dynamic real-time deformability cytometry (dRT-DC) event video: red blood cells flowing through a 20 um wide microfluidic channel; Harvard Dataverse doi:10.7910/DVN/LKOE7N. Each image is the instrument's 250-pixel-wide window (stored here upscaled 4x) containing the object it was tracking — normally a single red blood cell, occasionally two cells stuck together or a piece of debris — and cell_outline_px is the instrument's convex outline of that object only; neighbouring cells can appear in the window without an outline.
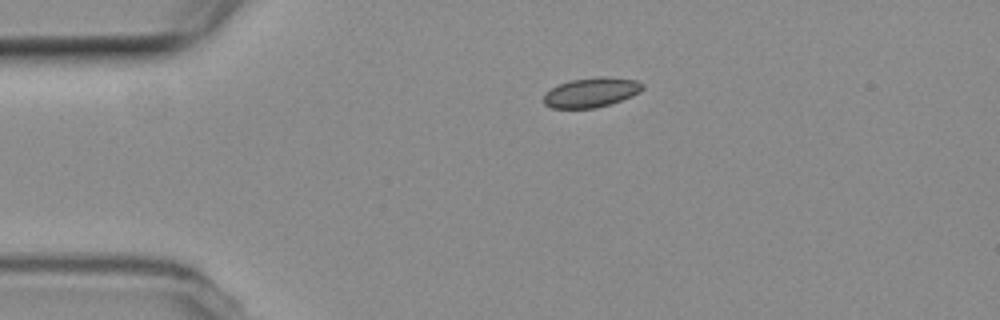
{"species": "common noctule bat (a hibernating species)", "species_latin": "Nyctalus noctula", "temperature_condition": "room temperature", "stored_images_in_passage": 44, "camera_frame_rate_fps": 3000, "um_per_image_px": 0.085, "animal": {"sex": "female", "body_mass_g": 19.3, "forearm_length_mm": 54.1}, "frame": {"image": 1, "passage_image": 1, "time_ms": 0.0, "image_size_px": [1000, 320], "cell_outline_px": [[644, 88], [640, 92], [632, 96], [596, 108], [552, 108], [544, 104], [544, 92], [568, 80], [600, 76], [608, 76], [636, 80], [644, 84]], "centroid_in_image_um": [50.26, 7.84], "position_along_channel_um": 34.7, "area_um2": 17.17}}
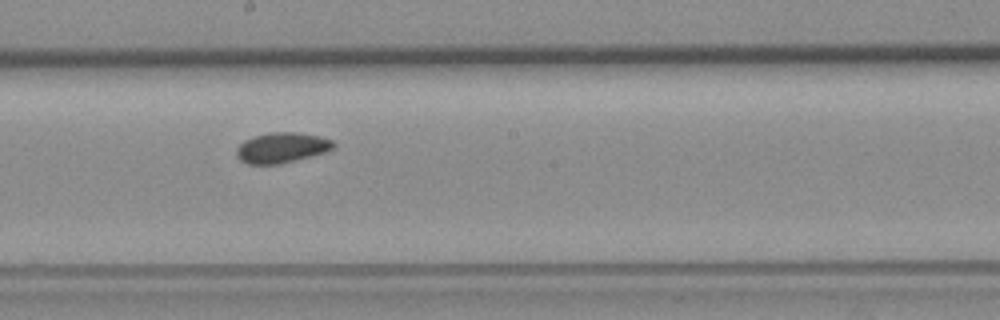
{"frame": {"image": 2, "passage_image": 19, "time_ms": 6.0, "image_size_px": [1000, 320], "cell_outline_px": [[336, 144], [332, 148], [324, 152], [312, 156], [280, 164], [248, 164], [240, 160], [236, 156], [236, 148], [244, 140], [268, 132], [296, 132], [320, 136], [332, 140]], "centroid_in_image_um": [23.93, 12.55], "position_along_channel_um": 224.3, "area_um2": 17.17}}
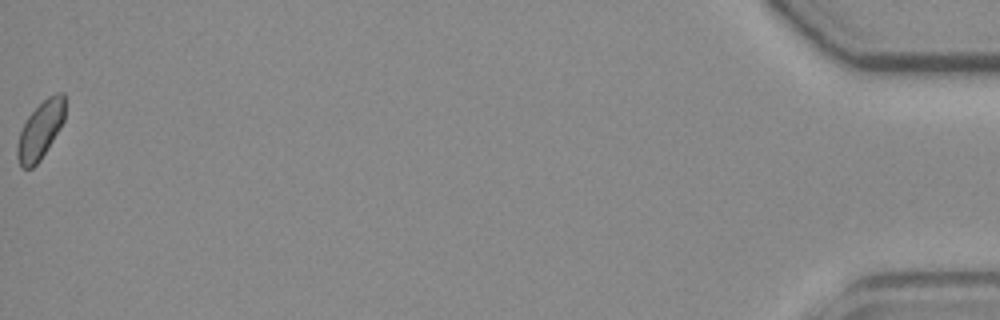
{"frame": {"image": 3, "passage_image": 44, "time_ms": 14.333, "image_size_px": [1000, 320], "cell_outline_px": [[64, 120], [60, 128], [40, 160], [32, 168], [20, 168], [16, 156], [16, 144], [20, 132], [28, 116], [48, 96], [56, 92], [64, 92]], "centroid_in_image_um": [3.41, 11.08], "position_along_channel_um": 431.8, "area_um2": 15.9}, "authors_computed_cell_mechanics": {"area_um2": 16.6464, "velocity_mm_per_s": 3.785, "shape_relaxation_time_tau1_ms": null, "shape_relaxation_time_tau2_ms": 2.7498, "deformation_change_tau1": null, "deformation_change_tau2": 0.0627}}